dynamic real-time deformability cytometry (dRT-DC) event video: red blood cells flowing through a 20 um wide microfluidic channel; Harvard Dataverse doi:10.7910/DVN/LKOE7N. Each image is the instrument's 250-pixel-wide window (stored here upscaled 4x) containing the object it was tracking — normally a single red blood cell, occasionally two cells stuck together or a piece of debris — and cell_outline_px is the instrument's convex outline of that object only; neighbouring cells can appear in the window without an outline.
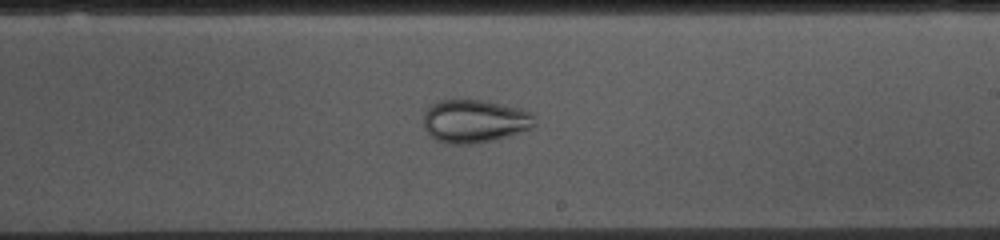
{"species": "common noctule bat (a hibernating species)", "species_latin": "Nyctalus noctula", "temperature_condition": "cold", "stored_images_in_passage": 53, "camera_frame_rate_fps": 3000, "um_per_image_px": 0.085, "animal": {"sex": "female", "body_mass_g": 10.0, "forearm_length_mm": 53.1}, "frame": {"image": 1, "passage_image": 30, "time_ms": 9.667, "image_size_px": [1000, 240], "cell_outline_px": [[536, 124], [532, 128], [492, 140], [472, 144], [444, 144], [436, 140], [424, 128], [424, 112], [432, 104], [440, 100], [484, 100], [520, 108], [532, 112]], "centroid_in_image_um": [40.34, 10.29], "position_along_channel_um": 248.7, "area_um2": 27.92}}
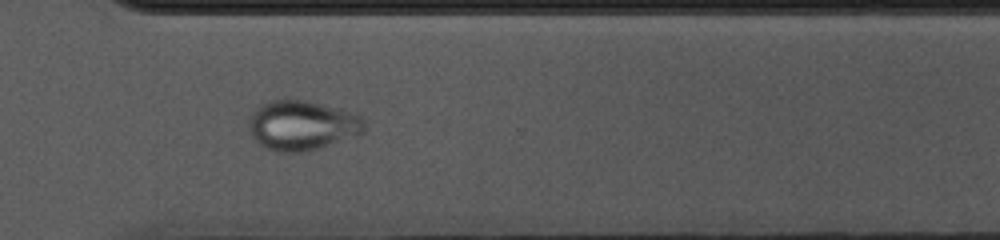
{"frame": {"image": 2, "passage_image": 38, "time_ms": 12.333, "image_size_px": [1000, 240], "cell_outline_px": [[364, 132], [360, 136], [316, 148], [300, 152], [280, 152], [268, 148], [260, 144], [252, 136], [248, 124], [256, 108], [260, 104], [268, 100], [308, 100], [352, 112], [360, 116], [364, 120]], "centroid_in_image_um": [25.7, 10.64], "position_along_channel_um": 344.9, "area_um2": 33.35}}
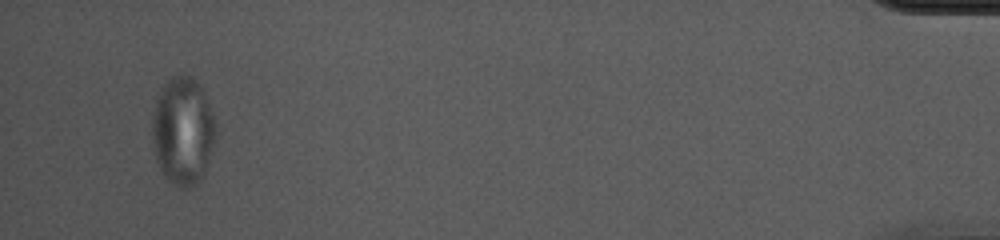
{"frame": {"image": 3, "passage_image": 51, "time_ms": 16.667, "image_size_px": [1000, 240], "cell_outline_px": [[216, 128], [212, 144], [204, 172], [200, 180], [188, 188], [180, 188], [168, 180], [164, 176], [156, 160], [152, 136], [152, 120], [156, 104], [160, 92], [164, 84], [168, 80], [176, 76], [188, 76], [196, 80], [200, 84], [204, 92], [212, 112], [216, 124]], "centroid_in_image_um": [15.53, 11.14], "position_along_channel_um": 419.7, "area_um2": 39.25}}